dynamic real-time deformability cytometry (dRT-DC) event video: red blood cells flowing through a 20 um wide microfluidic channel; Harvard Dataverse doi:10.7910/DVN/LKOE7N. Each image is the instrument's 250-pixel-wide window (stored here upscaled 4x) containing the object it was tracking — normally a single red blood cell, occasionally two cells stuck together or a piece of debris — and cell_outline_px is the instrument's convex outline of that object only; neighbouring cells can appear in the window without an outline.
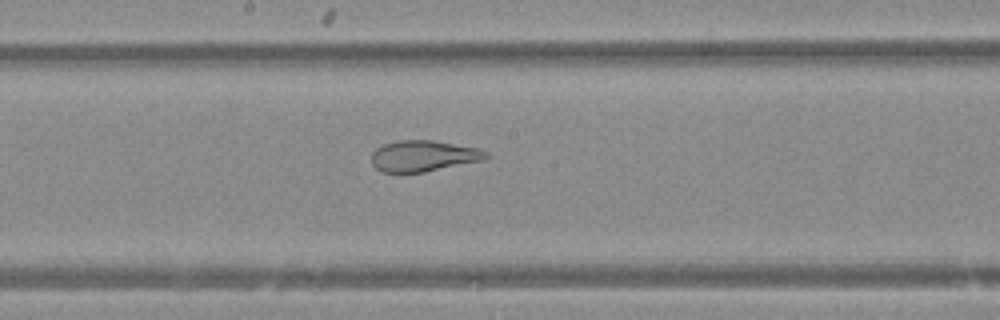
{"species": "Egyptian fruit bat (a non-hibernating species)", "species_latin": "Rousettus aegyptiacus", "temperature_condition": "warm", "stored_images_in_passage": 31, "camera_frame_rate_fps": 3000, "um_per_image_px": 0.085, "animal": {"sex": "female"}, "frame": {"image": 1, "passage_image": 13, "time_ms": 4.0, "image_size_px": [1000, 320], "cell_outline_px": [[492, 156], [484, 160], [424, 172], [380, 172], [372, 164], [372, 152], [376, 148], [384, 144], [400, 140], [432, 140], [476, 148], [488, 152]], "centroid_in_image_um": [36.0, 13.26], "position_along_channel_um": 212.2, "area_um2": 20.69}}
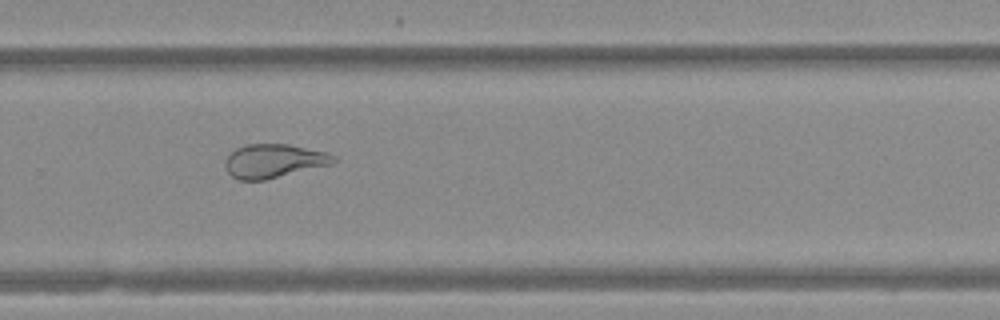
{"frame": {"image": 2, "passage_image": 20, "time_ms": 6.333, "image_size_px": [1000, 320], "cell_outline_px": [[336, 160], [332, 164], [264, 180], [240, 180], [232, 176], [228, 172], [224, 164], [224, 160], [236, 148], [244, 144], [288, 144], [328, 152], [336, 156]], "centroid_in_image_um": [23.27, 13.67], "position_along_channel_um": 306.5, "area_um2": 21.33}}
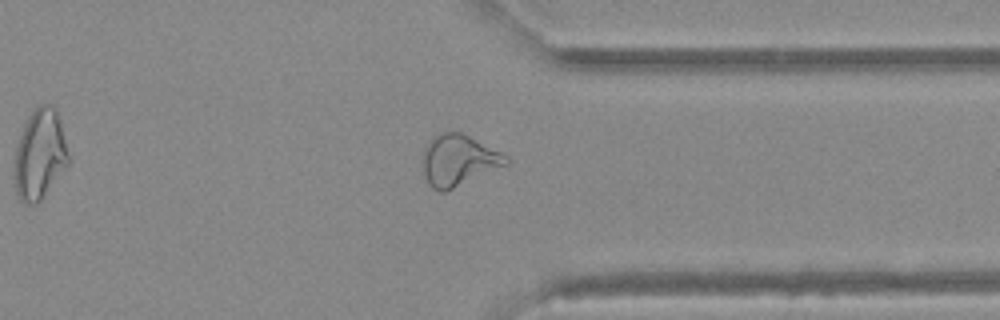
{"frame": {"image": 3, "passage_image": 25, "time_ms": 8.0, "image_size_px": [1000, 320], "cell_outline_px": [[508, 164], [444, 192], [440, 192], [432, 188], [428, 184], [424, 176], [424, 148], [432, 136], [444, 132], [460, 132], [508, 156]], "centroid_in_image_um": [38.95, 13.63], "position_along_channel_um": 372.5, "area_um2": 24.39}}